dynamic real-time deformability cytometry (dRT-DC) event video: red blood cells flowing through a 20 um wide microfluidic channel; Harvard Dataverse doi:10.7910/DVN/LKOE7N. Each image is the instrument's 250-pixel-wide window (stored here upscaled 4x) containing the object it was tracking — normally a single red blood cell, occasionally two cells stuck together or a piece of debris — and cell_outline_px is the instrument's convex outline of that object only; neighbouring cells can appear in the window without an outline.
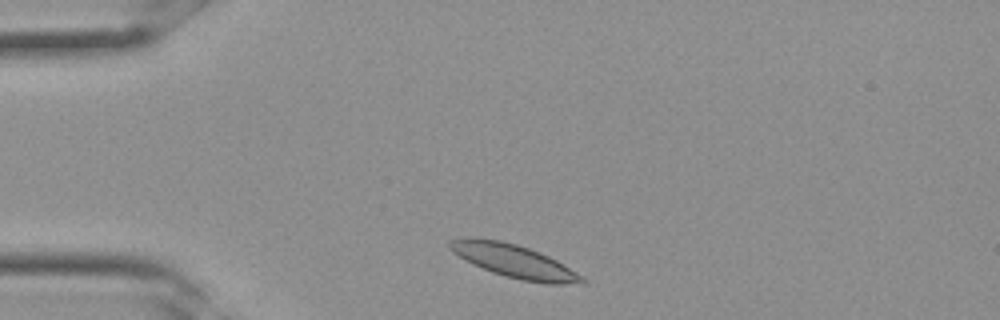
{"species": "Egyptian fruit bat (a non-hibernating species)", "species_latin": "Rousettus aegyptiacus", "temperature_condition": "room temperature", "stored_images_in_passage": 23, "camera_frame_rate_fps": 3000, "um_per_image_px": 0.085, "frame": {"image": 1, "passage_image": 2, "time_ms": 0.333, "image_size_px": [1000, 320], "cell_outline_px": [[588, 280], [584, 284], [544, 284], [520, 280], [504, 276], [492, 272], [472, 264], [452, 252], [448, 248], [448, 240], [500, 240], [516, 244], [528, 248], [548, 256], [556, 260], [584, 276]], "centroid_in_image_um": [43.8, 22.26], "position_along_channel_um": 41.2, "area_um2": 25.2}}
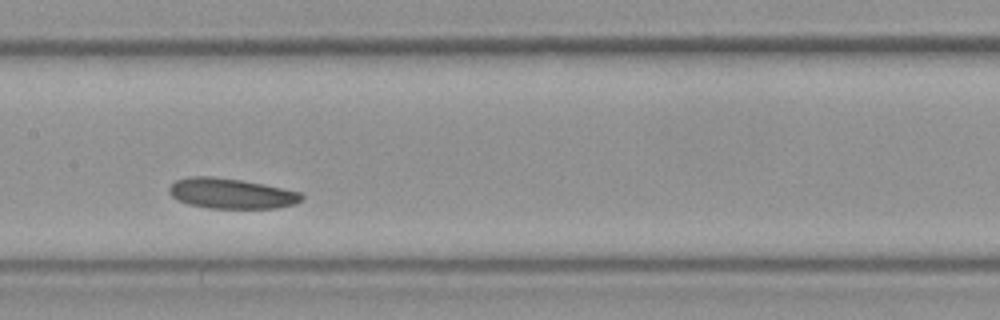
{"frame": {"image": 2, "passage_image": 11, "time_ms": 3.333, "image_size_px": [1000, 320], "cell_outline_px": [[304, 200], [296, 204], [276, 208], [208, 208], [188, 204], [176, 200], [168, 192], [168, 188], [176, 180], [188, 176], [212, 176], [240, 180], [264, 184], [300, 192], [304, 196]], "centroid_in_image_um": [19.65, 16.45], "position_along_channel_um": 187.7, "area_um2": 23.58}}
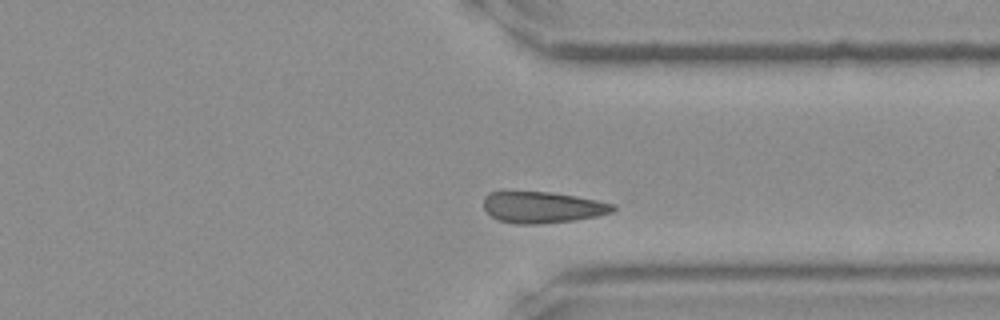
{"frame": {"image": 3, "passage_image": 20, "time_ms": 6.333, "image_size_px": [1000, 320], "cell_outline_px": [[616, 208], [612, 212], [596, 216], [572, 220], [536, 224], [516, 224], [500, 220], [492, 216], [484, 208], [484, 196], [488, 192], [500, 188], [504, 188], [552, 192], [576, 196], [616, 204]], "centroid_in_image_um": [46.02, 17.55], "position_along_channel_um": 365.4, "area_um2": 24.39}}